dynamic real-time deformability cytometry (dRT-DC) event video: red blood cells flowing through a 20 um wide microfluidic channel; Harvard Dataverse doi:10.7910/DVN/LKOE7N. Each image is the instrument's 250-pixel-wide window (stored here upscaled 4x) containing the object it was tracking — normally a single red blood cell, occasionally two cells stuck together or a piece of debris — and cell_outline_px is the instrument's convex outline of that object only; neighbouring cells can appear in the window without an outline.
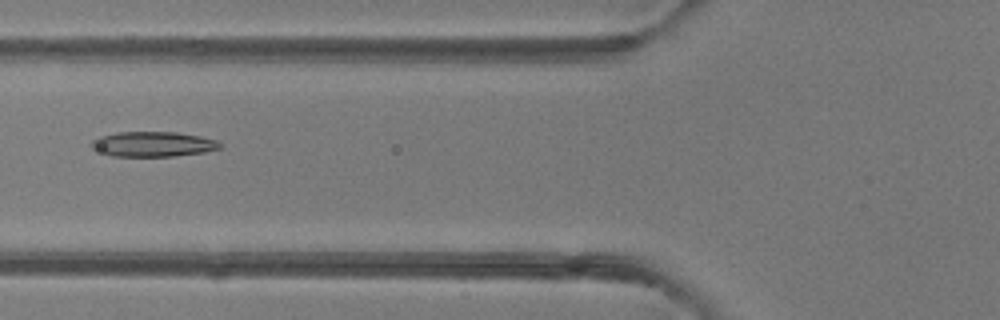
{"species": "common noctule bat (a hibernating species)", "species_latin": "Nyctalus noctula", "temperature_condition": "room temperature", "stored_images_in_passage": 6, "camera_frame_rate_fps": 3000, "um_per_image_px": 0.085, "animal": {"sex": "female"}, "frame": {"image": 1, "passage_image": 4, "time_ms": 3.667, "image_size_px": [1000, 320], "cell_outline_px": [[224, 144], [220, 148], [204, 152], [176, 156], [112, 156], [92, 148], [88, 144], [92, 140], [100, 136], [116, 132], [176, 132], [200, 136], [216, 140]], "centroid_in_image_um": [13.01, 12.25], "position_along_channel_um": 112.8, "area_um2": 18.84}}
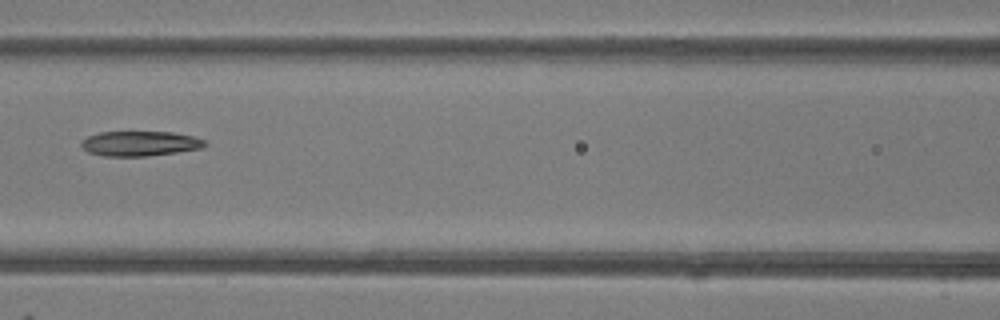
{"frame": {"image": 2, "passage_image": 5, "time_ms": 4.667, "image_size_px": [1000, 320], "cell_outline_px": [[208, 144], [204, 148], [148, 156], [104, 156], [88, 152], [80, 144], [88, 136], [100, 132], [172, 132], [192, 136], [204, 140]], "centroid_in_image_um": [11.92, 12.2], "position_along_channel_um": 154.7, "area_um2": 17.86}}
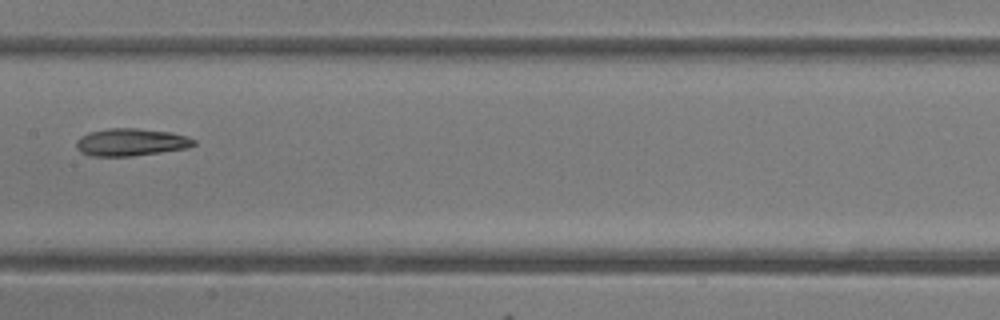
{"frame": {"image": 3, "passage_image": 6, "time_ms": 5.667, "image_size_px": [1000, 320], "cell_outline_px": [[196, 144], [188, 148], [132, 156], [88, 156], [80, 152], [76, 148], [76, 140], [80, 136], [88, 132], [108, 128], [136, 128], [172, 132], [196, 140]], "centroid_in_image_um": [11.09, 12.08], "position_along_channel_um": 196.3, "area_um2": 18.96}}